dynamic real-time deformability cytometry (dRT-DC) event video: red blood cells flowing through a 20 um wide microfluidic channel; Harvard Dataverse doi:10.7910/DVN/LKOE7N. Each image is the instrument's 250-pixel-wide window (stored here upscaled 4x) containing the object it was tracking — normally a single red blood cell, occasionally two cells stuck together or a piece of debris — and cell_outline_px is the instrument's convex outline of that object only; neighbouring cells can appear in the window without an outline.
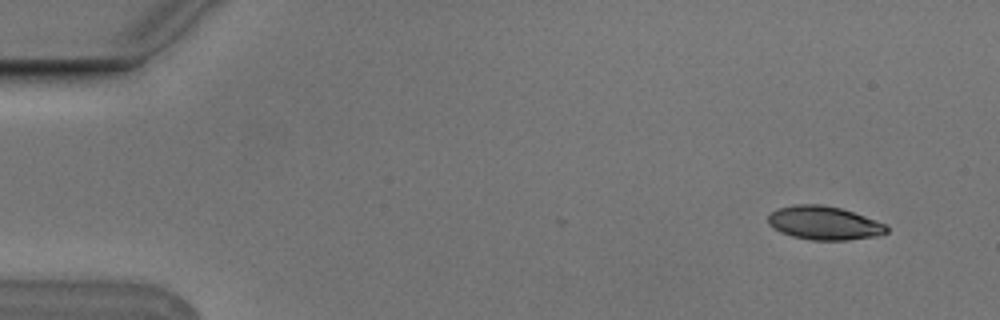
{"species": "Egyptian fruit bat (a non-hibernating species)", "species_latin": "Rousettus aegyptiacus", "temperature_condition": "cold", "stored_images_in_passage": 5, "camera_frame_rate_fps": 3000, "um_per_image_px": 0.085, "animal": {"sex": "male"}, "frame": {"image": 1, "passage_image": 1, "time_ms": 0.0, "image_size_px": [1000, 320], "cell_outline_px": [[888, 232], [880, 236], [848, 240], [812, 240], [792, 236], [780, 232], [768, 224], [768, 216], [772, 212], [780, 208], [796, 204], [820, 204], [840, 208], [888, 224]], "centroid_in_image_um": [70.09, 18.97], "position_along_channel_um": 14.9, "area_um2": 23.24}}
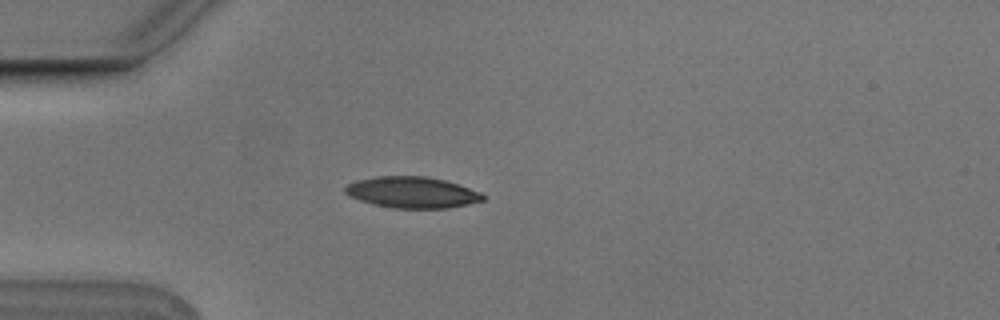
{"frame": {"image": 2, "passage_image": 4, "time_ms": 1.0, "image_size_px": [1000, 320], "cell_outline_px": [[484, 200], [468, 204], [448, 208], [392, 208], [360, 200], [344, 192], [344, 188], [348, 184], [356, 180], [376, 176], [428, 176], [444, 180], [480, 192], [484, 196]], "centroid_in_image_um": [35.02, 16.34], "position_along_channel_um": 50.0, "area_um2": 24.8}}